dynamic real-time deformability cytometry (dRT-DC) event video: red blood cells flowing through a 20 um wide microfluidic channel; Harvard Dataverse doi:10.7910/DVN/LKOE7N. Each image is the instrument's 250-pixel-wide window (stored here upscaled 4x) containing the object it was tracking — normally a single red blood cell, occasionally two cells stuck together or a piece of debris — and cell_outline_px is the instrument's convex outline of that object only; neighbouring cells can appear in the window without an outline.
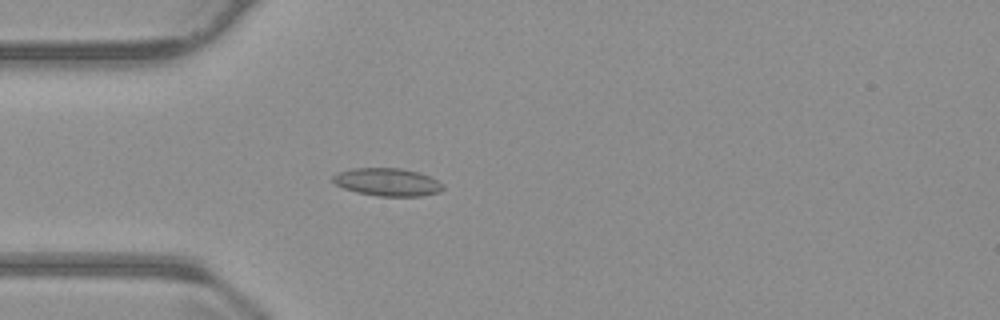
{"species": "common noctule bat (a hibernating species)", "species_latin": "Nyctalus noctula", "temperature_condition": "warm", "stored_images_in_passage": 54, "camera_frame_rate_fps": 3000, "um_per_image_px": 0.085, "animal": {"sex": "male", "body_mass_g": 23.1, "forearm_length_mm": 52.7}, "frame": {"image": 1, "passage_image": 15, "time_ms": 4.667, "image_size_px": [1000, 320], "cell_outline_px": [[444, 188], [440, 192], [420, 196], [380, 196], [356, 192], [344, 188], [336, 184], [332, 180], [332, 176], [336, 172], [352, 168], [400, 168], [420, 172], [444, 184]], "centroid_in_image_um": [32.92, 15.47], "position_along_channel_um": 52.1, "area_um2": 17.92}}
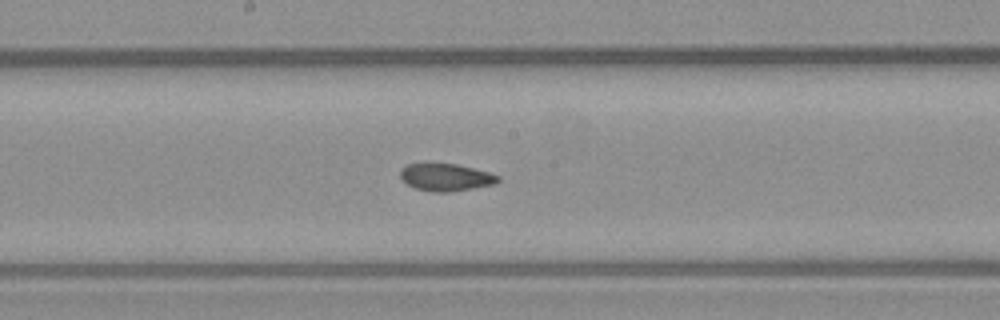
{"frame": {"image": 2, "passage_image": 28, "time_ms": 9.0, "image_size_px": [1000, 320], "cell_outline_px": [[500, 180], [496, 184], [448, 192], [432, 192], [416, 188], [408, 184], [400, 176], [400, 172], [408, 164], [456, 164], [488, 172], [500, 176]], "centroid_in_image_um": [37.94, 15.08], "position_along_channel_um": 210.3, "area_um2": 15.26}}
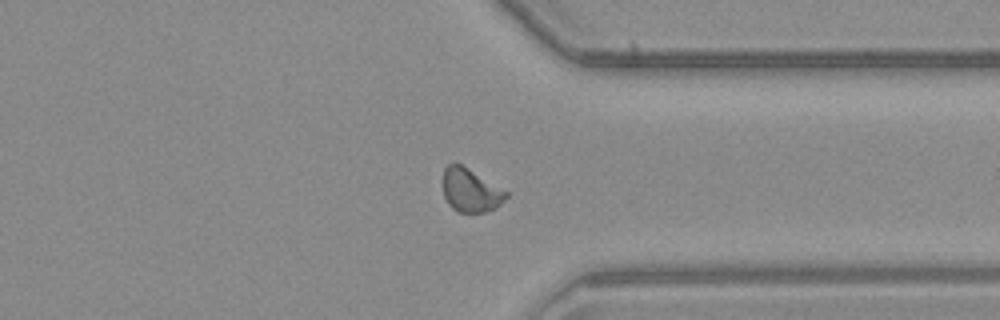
{"frame": {"image": 3, "passage_image": 41, "time_ms": 13.333, "image_size_px": [1000, 320], "cell_outline_px": [[508, 196], [496, 208], [484, 212], [456, 212], [448, 204], [444, 196], [444, 168], [448, 164], [460, 164], [508, 192]], "centroid_in_image_um": [39.99, 16.21], "position_along_channel_um": 371.4, "area_um2": 15.66}, "authors_computed_cell_mechanics": {"area_um2": 16.2996, "velocity_mm_per_s": 3.7878, "shape_relaxation_time_tau1_ms": null, "shape_relaxation_time_tau2_ms": 1.791, "deformation_change_tau1": null, "deformation_change_tau2": 0.0749}}